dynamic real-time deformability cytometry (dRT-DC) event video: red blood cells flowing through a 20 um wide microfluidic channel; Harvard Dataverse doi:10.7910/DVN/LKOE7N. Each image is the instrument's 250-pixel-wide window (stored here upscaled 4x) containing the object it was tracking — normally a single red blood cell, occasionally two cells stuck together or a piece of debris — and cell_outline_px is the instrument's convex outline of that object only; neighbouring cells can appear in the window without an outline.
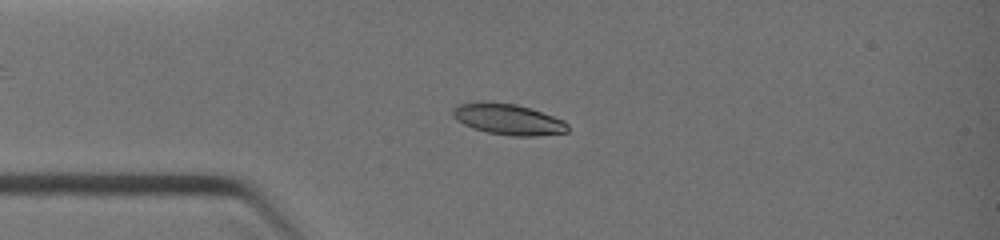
{"species": "common noctule bat (a hibernating species)", "species_latin": "Nyctalus noctula", "temperature_condition": "warm", "stored_images_in_passage": 16, "camera_frame_rate_fps": 3000, "um_per_image_px": 0.085, "animal": {"sex": "female", "body_mass_g": 19.0, "forearm_length_mm": 51.5}, "frame": {"image": 1, "passage_image": 2, "time_ms": 0.667, "image_size_px": [1000, 240], "cell_outline_px": [[568, 132], [536, 136], [512, 136], [488, 132], [472, 128], [456, 120], [452, 116], [452, 108], [456, 104], [484, 100], [516, 104], [532, 108], [564, 120], [568, 124]], "centroid_in_image_um": [43.16, 10.12], "position_along_channel_um": 41.8, "area_um2": 21.15}}
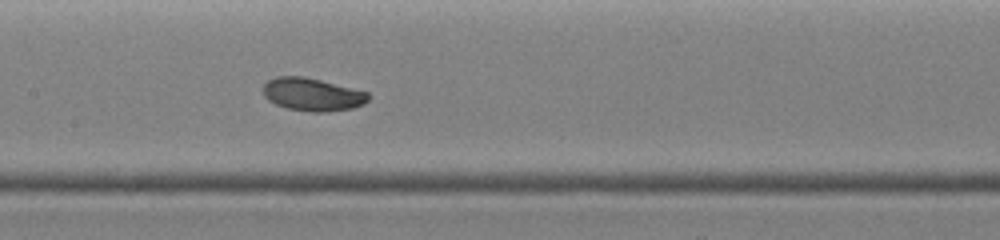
{"frame": {"image": 2, "passage_image": 10, "time_ms": 3.667, "image_size_px": [1000, 240], "cell_outline_px": [[372, 96], [364, 104], [352, 108], [328, 112], [312, 112], [288, 108], [276, 104], [268, 100], [264, 96], [264, 84], [268, 80], [276, 76], [304, 76], [368, 92]], "centroid_in_image_um": [26.57, 8.03], "position_along_channel_um": 180.8, "area_um2": 20.17}}
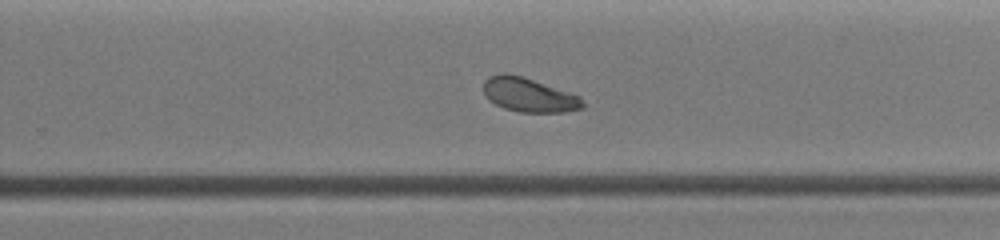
{"frame": {"image": 3, "passage_image": 16, "time_ms": 5.667, "image_size_px": [1000, 240], "cell_outline_px": [[584, 108], [564, 112], [520, 112], [504, 108], [488, 100], [484, 92], [484, 80], [488, 76], [500, 72], [508, 72], [524, 76], [580, 96], [584, 104]], "centroid_in_image_um": [44.93, 8.04], "position_along_channel_um": 284.9, "area_um2": 19.94}}